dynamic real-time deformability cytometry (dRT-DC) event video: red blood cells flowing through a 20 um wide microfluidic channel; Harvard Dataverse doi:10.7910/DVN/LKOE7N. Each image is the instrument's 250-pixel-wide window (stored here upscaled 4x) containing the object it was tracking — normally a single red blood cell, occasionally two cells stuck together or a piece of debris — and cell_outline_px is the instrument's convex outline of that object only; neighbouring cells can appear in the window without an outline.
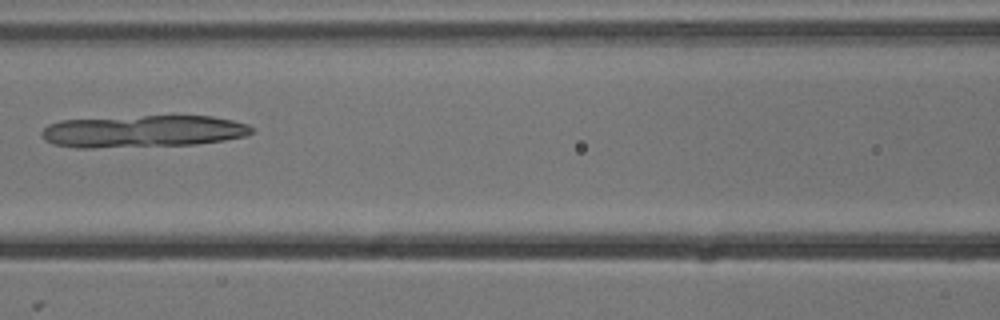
{"species": "common noctule bat (a hibernating species)", "species_latin": "Nyctalus noctula", "temperature_condition": "cold", "stored_images_in_passage": 8, "camera_frame_rate_fps": 3000, "um_per_image_px": 0.085, "animal": {"sex": "male", "body_mass_g": 13.3}, "frame": {"image": 1, "passage_image": 7, "time_ms": 2.0, "image_size_px": [1000, 320], "cell_outline_px": [[252, 132], [244, 136], [224, 140], [196, 144], [92, 148], [76, 148], [56, 144], [44, 140], [40, 132], [48, 124], [60, 120], [144, 116], [212, 116], [232, 120], [248, 124], [252, 128]], "centroid_in_image_um": [12.12, 11.16], "position_along_channel_um": 154.5, "area_um2": 39.19}}
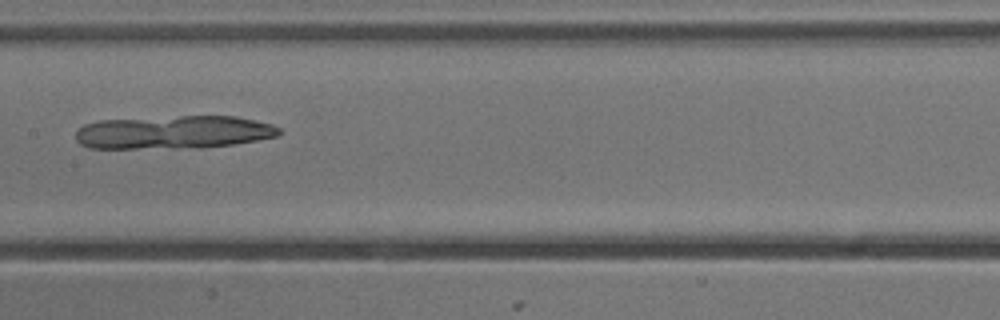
{"frame": {"image": 2, "passage_image": 8, "time_ms": 2.333, "image_size_px": [1000, 320], "cell_outline_px": [[280, 132], [276, 136], [256, 140], [232, 144], [200, 148], [88, 148], [80, 144], [76, 140], [76, 132], [84, 124], [100, 120], [180, 116], [236, 116], [272, 124], [280, 128]], "centroid_in_image_um": [14.73, 11.24], "position_along_channel_um": 192.7, "area_um2": 39.36}}